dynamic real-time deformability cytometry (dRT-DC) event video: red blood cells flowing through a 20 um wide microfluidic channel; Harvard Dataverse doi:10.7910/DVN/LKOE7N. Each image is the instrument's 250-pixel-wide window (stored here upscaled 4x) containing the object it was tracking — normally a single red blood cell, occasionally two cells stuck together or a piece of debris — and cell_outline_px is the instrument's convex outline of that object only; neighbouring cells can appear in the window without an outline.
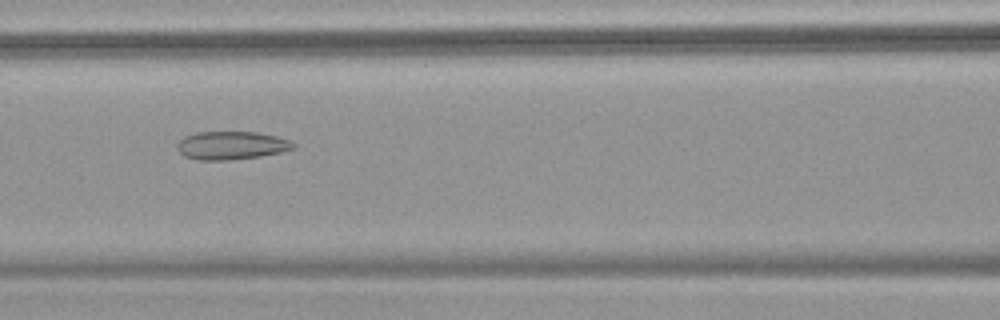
{"species": "common noctule bat (a hibernating species)", "species_latin": "Nyctalus noctula", "temperature_condition": "warm", "stored_images_in_passage": 54, "camera_frame_rate_fps": 3000, "um_per_image_px": 0.085, "animal": {"sex": "female", "body_mass_g": 18.4}, "frame": {"image": 1, "passage_image": 25, "time_ms": 8.0, "image_size_px": [1000, 320], "cell_outline_px": [[296, 148], [280, 152], [260, 156], [228, 160], [196, 160], [184, 156], [176, 148], [176, 144], [184, 136], [196, 132], [256, 132], [276, 136], [292, 140], [296, 144]], "centroid_in_image_um": [19.67, 12.36], "position_along_channel_um": 146.9, "area_um2": 19.25}}
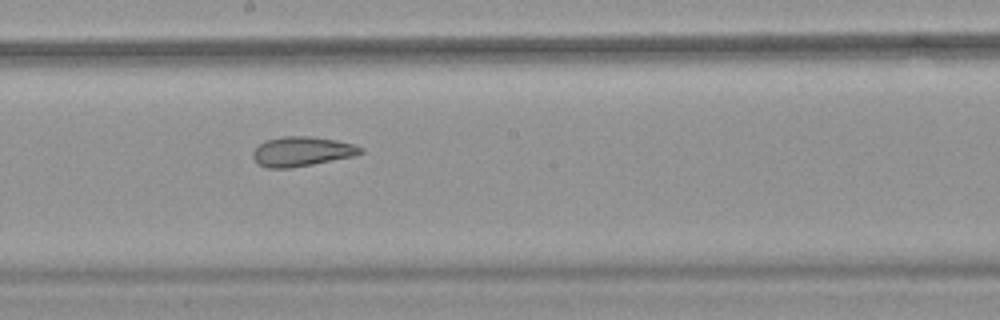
{"frame": {"image": 2, "passage_image": 31, "time_ms": 10.0, "image_size_px": [1000, 320], "cell_outline_px": [[364, 152], [352, 156], [312, 164], [288, 168], [268, 168], [260, 164], [252, 156], [252, 152], [260, 144], [268, 140], [284, 136], [308, 136], [336, 140], [352, 144], [364, 148]], "centroid_in_image_um": [25.67, 12.87], "position_along_channel_um": 222.5, "area_um2": 18.21}}
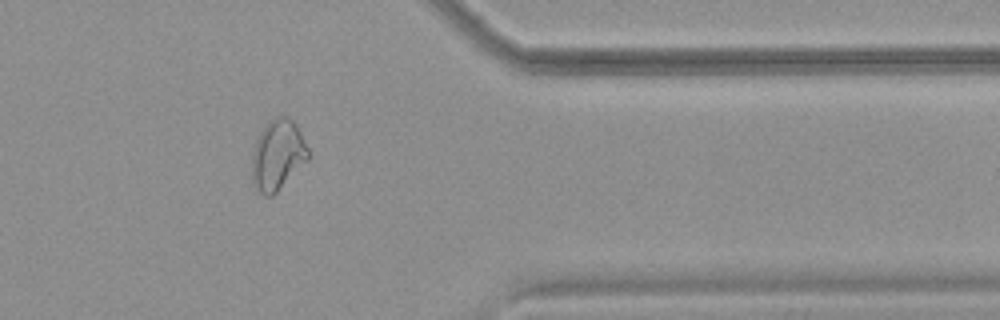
{"frame": {"image": 3, "passage_image": 45, "time_ms": 14.667, "image_size_px": [1000, 320], "cell_outline_px": [[312, 156], [272, 196], [264, 196], [260, 192], [252, 180], [252, 152], [256, 140], [260, 132], [268, 120], [276, 116], [288, 116], [296, 124]], "centroid_in_image_um": [23.61, 13.14], "position_along_channel_um": 387.8, "area_um2": 23.12}, "authors_computed_cell_mechanics": {"area_um2": 23.8136, "velocity_mm_per_s": 3.8051, "shape_relaxation_time_tau1_ms": null, "shape_relaxation_time_tau2_ms": 2.3664, "deformation_change_tau1": null, "deformation_change_tau2": 0.0923}}